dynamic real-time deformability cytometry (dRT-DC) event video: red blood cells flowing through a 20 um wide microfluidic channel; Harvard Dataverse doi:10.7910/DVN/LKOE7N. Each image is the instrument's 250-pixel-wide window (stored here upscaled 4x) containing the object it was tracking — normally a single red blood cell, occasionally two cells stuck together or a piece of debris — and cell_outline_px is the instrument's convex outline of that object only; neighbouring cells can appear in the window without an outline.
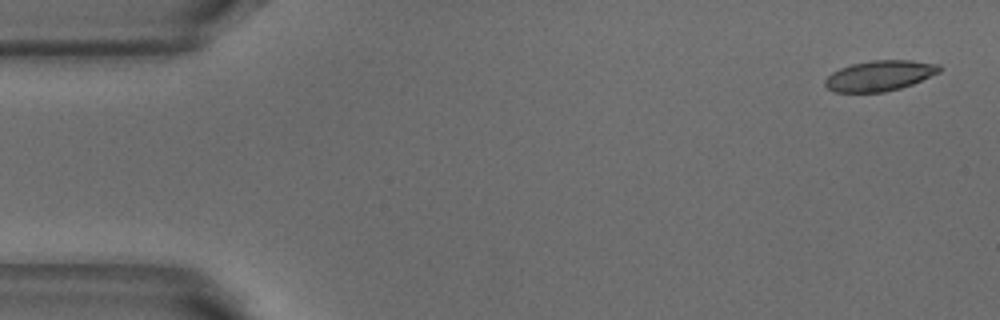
{"species": "common noctule bat (a hibernating species)", "species_latin": "Nyctalus noctula", "temperature_condition": "warm", "stored_images_in_passage": 4, "camera_frame_rate_fps": 3000, "um_per_image_px": 0.085, "animal": {"sex": "male", "body_mass_g": 18.8}, "frame": {"image": 1, "passage_image": 1, "time_ms": 0.0, "image_size_px": [1000, 320], "cell_outline_px": [[940, 72], [912, 84], [900, 88], [884, 92], [832, 92], [824, 84], [824, 80], [832, 72], [840, 68], [852, 64], [872, 60], [912, 60], [940, 64]], "centroid_in_image_um": [74.76, 6.43], "position_along_channel_um": 10.2, "area_um2": 20.29}}